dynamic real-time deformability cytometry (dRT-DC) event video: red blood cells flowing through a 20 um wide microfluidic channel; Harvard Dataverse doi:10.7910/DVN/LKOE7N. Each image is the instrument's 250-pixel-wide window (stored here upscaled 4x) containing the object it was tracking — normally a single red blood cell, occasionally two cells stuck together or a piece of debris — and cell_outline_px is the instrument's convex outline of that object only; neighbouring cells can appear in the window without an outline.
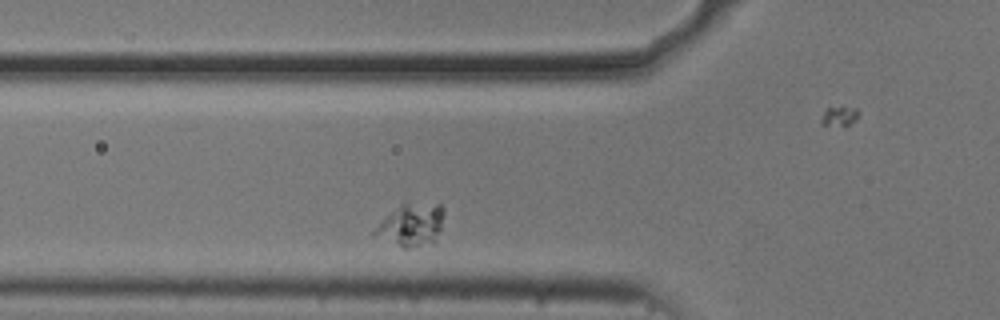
{"species": "common noctule bat (a hibernating species)", "species_latin": "Nyctalus noctula", "temperature_condition": "cold", "stored_images_in_passage": 37, "camera_frame_rate_fps": 3000, "um_per_image_px": 0.085, "animal": {"sex": "male", "body_mass_g": 20.5, "forearm_length_mm": 52.5}, "frame": {"image": 1, "passage_image": 6, "time_ms": 1.667, "image_size_px": [1000, 320], "cell_outline_px": [[444, 212], [440, 228], [432, 240], [408, 248], [404, 248], [372, 232], [400, 204], [440, 204], [444, 208]], "centroid_in_image_um": [34.99, 19.08], "position_along_channel_um": 90.8, "area_um2": 15.84}}
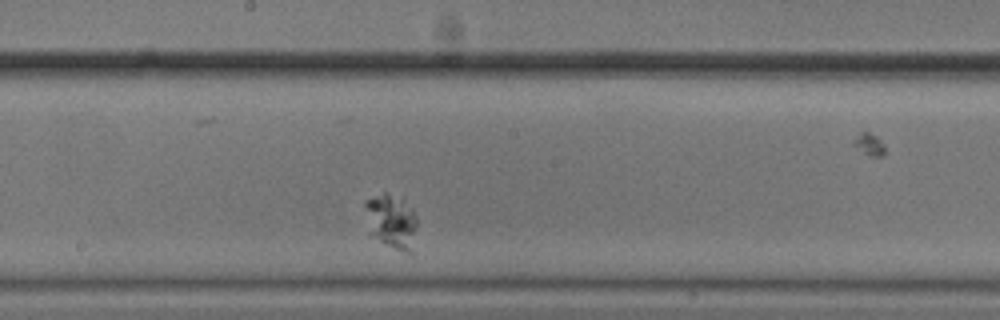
{"frame": {"image": 2, "passage_image": 17, "time_ms": 5.333, "image_size_px": [1000, 320], "cell_outline_px": [[416, 228], [412, 252], [408, 252], [396, 248], [368, 236], [364, 204], [364, 200], [384, 192], [404, 196], [412, 208], [416, 216]], "centroid_in_image_um": [33.24, 18.75], "position_along_channel_um": 215.0, "area_um2": 17.05}}
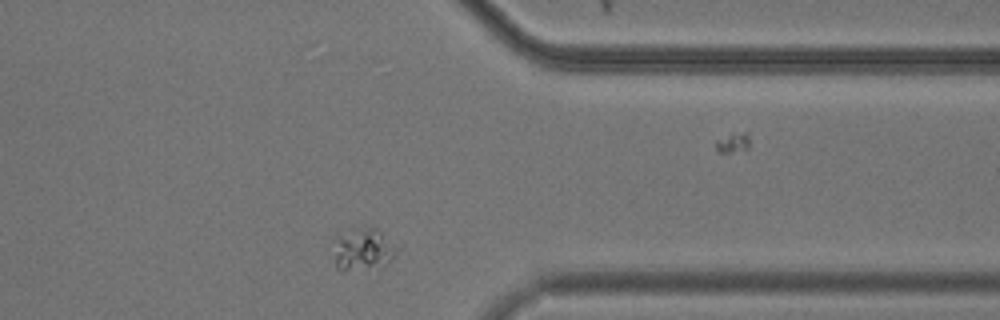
{"frame": {"image": 3, "passage_image": 32, "time_ms": 10.333, "image_size_px": [1000, 320], "cell_outline_px": [[404, 244], [396, 256], [384, 268], [340, 272], [336, 268], [332, 240], [340, 236], [372, 224]], "centroid_in_image_um": [31.03, 21.21], "position_along_channel_um": 380.4, "area_um2": 17.11}}